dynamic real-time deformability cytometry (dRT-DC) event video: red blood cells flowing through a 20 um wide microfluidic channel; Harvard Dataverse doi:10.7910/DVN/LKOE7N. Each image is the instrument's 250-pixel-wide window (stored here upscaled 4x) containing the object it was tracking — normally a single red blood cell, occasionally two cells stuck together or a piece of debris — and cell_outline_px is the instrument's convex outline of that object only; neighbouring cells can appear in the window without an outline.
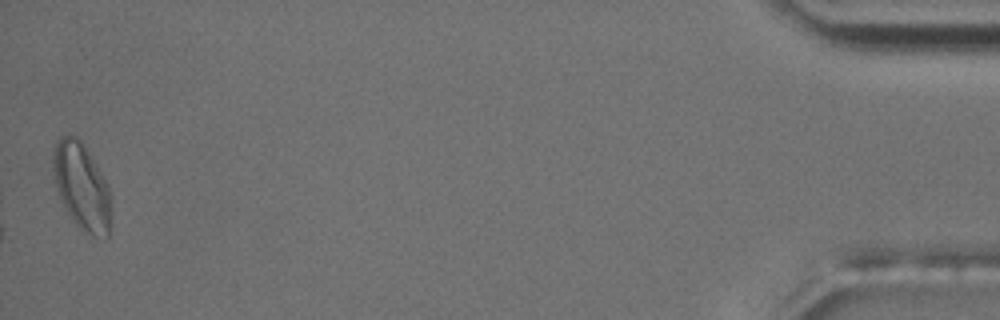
{"species": "common noctule bat (a hibernating species)", "species_latin": "Nyctalus noctula", "temperature_condition": "room temperature", "stored_images_in_passage": 40, "camera_frame_rate_fps": 3000, "um_per_image_px": 0.085, "animal": {"sex": "male", "body_mass_g": 17.5, "forearm_length_mm": 52.3}, "frame": {"image": 1, "passage_image": 40, "time_ms": 13.0, "image_size_px": [1000, 320], "cell_outline_px": [[112, 228], [108, 236], [104, 240], [92, 236], [84, 232], [72, 220], [64, 208], [56, 184], [52, 168], [52, 160], [56, 140], [60, 136], [68, 132], [76, 136], [80, 140], [96, 164], [108, 184], [112, 200]], "centroid_in_image_um": [6.99, 15.9], "position_along_channel_um": 428.2, "area_um2": 30.11}, "authors_computed_cell_mechanics": {"area_um2": 20.0566, "velocity_mm_per_s": 3.6687, "shape_relaxation_time_tau1_ms": 7.7534, "shape_relaxation_time_tau2_ms": 1.1647, "deformation_change_tau1": 0.1482, "deformation_change_tau2": 0.059}}